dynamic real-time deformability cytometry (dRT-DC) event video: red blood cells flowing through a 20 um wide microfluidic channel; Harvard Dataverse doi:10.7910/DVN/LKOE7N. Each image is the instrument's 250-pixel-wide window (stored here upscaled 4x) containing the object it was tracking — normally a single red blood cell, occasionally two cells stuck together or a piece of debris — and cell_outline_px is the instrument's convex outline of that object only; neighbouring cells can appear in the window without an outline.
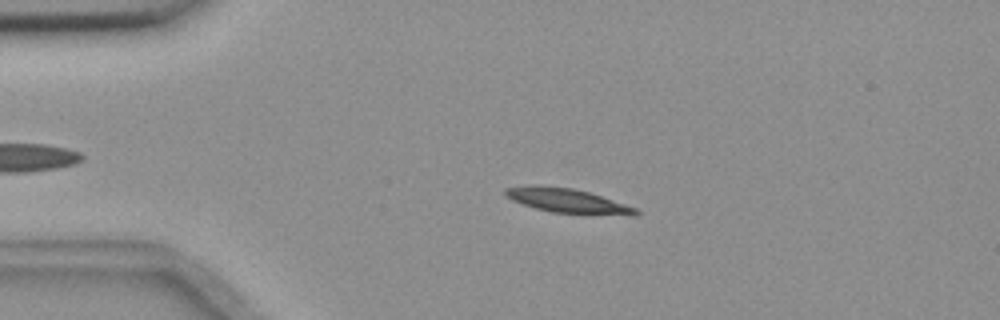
{"species": "common noctule bat (a hibernating species)", "species_latin": "Nyctalus noctula", "temperature_condition": "room temperature", "stored_images_in_passage": 56, "camera_frame_rate_fps": 3000, "um_per_image_px": 0.085, "animal": {"sex": "female", "body_mass_g": 18.4}, "frame": {"image": 1, "passage_image": 12, "time_ms": 3.667, "image_size_px": [1000, 320], "cell_outline_px": [[640, 212], [636, 216], [632, 216], [552, 212], [536, 208], [512, 200], [504, 196], [504, 188], [532, 184], [536, 184], [572, 188], [588, 192], [636, 208]], "centroid_in_image_um": [48.2, 17.05], "position_along_channel_um": 36.8, "area_um2": 18.5}}
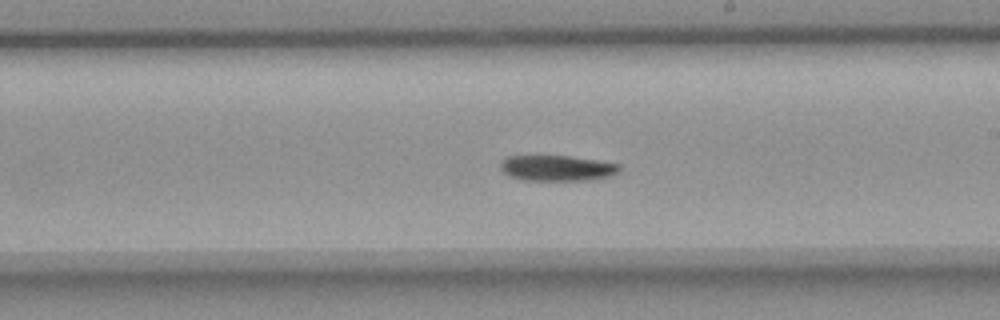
{"frame": {"image": 2, "passage_image": 32, "time_ms": 10.333, "image_size_px": [1000, 320], "cell_outline_px": [[620, 172], [612, 176], [592, 180], [524, 180], [508, 176], [500, 168], [500, 160], [508, 156], [568, 156], [596, 160], [620, 164]], "centroid_in_image_um": [47.36, 14.29], "position_along_channel_um": 241.6, "area_um2": 17.92}}
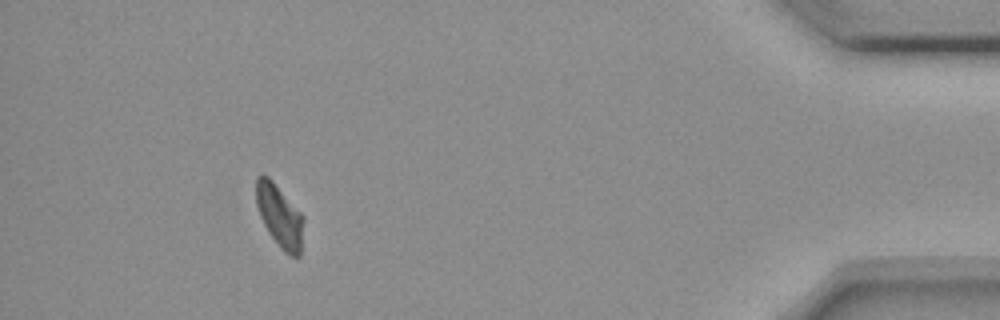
{"frame": {"image": 3, "passage_image": 51, "time_ms": 16.667, "image_size_px": [1000, 320], "cell_outline_px": [[304, 220], [300, 256], [296, 260], [288, 256], [280, 248], [268, 232], [260, 216], [256, 204], [256, 176], [260, 172], [268, 176], [272, 180], [304, 216]], "centroid_in_image_um": [23.77, 18.38], "position_along_channel_um": 411.4, "area_um2": 17.63}, "authors_computed_cell_mechanics": {"area_um2": 18.207, "velocity_mm_per_s": 3.6152, "shape_relaxation_time_tau1_ms": 5.7032, "shape_relaxation_time_tau2_ms": null, "deformation_change_tau1": 0.159, "deformation_change_tau2": null}}